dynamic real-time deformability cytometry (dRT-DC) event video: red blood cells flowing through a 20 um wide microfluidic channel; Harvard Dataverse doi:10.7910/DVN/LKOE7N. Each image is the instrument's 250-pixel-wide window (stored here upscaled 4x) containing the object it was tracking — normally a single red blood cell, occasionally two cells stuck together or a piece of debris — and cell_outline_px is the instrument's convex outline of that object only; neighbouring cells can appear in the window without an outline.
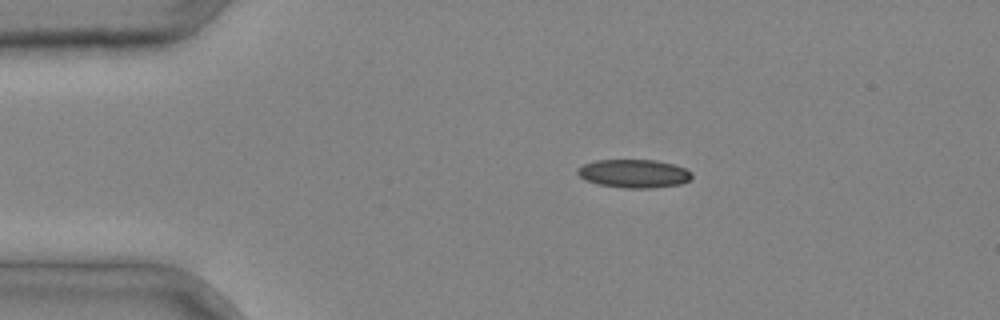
{"species": "common noctule bat (a hibernating species)", "species_latin": "Nyctalus noctula", "temperature_condition": "cold", "stored_images_in_passage": 2, "camera_frame_rate_fps": 3000, "um_per_image_px": 0.085, "animal": {"sex": "male", "body_mass_g": 20.4}, "frame": {"image": 1, "passage_image": 1, "time_ms": 0.0, "image_size_px": [1000, 320], "cell_outline_px": [[692, 176], [688, 180], [680, 184], [652, 188], [624, 188], [600, 184], [584, 180], [576, 172], [576, 168], [584, 164], [596, 160], [656, 160], [672, 164], [684, 168], [692, 172]], "centroid_in_image_um": [53.86, 14.75], "position_along_channel_um": 31.1, "area_um2": 18.84}}